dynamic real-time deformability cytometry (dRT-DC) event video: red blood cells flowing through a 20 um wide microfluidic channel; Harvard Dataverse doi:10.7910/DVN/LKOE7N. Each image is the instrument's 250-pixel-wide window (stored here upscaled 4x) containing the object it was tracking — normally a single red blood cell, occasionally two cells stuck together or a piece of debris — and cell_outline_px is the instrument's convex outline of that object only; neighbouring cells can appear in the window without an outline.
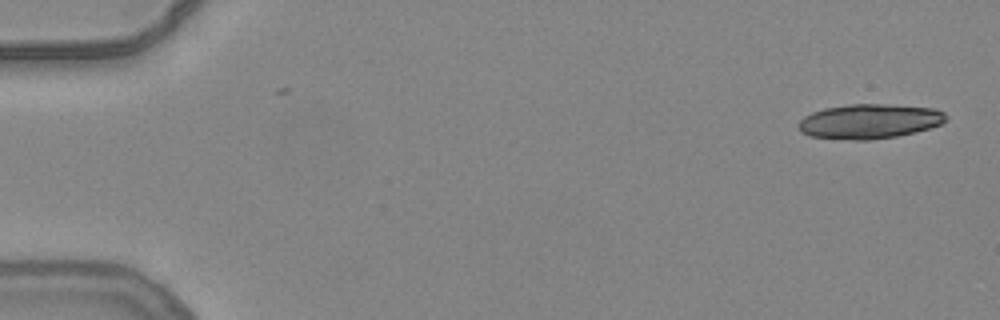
{"species": "common noctule bat (a hibernating species)", "species_latin": "Nyctalus noctula", "temperature_condition": "warm", "stored_images_in_passage": 3, "camera_frame_rate_fps": 3000, "um_per_image_px": 0.085, "animal": {"sex": "female", "body_mass_g": 24.6, "forearm_length_mm": 56.2}, "frame": {"image": 1, "passage_image": 1, "time_ms": 0.0, "image_size_px": [1000, 320], "cell_outline_px": [[948, 120], [940, 124], [928, 128], [896, 136], [872, 140], [852, 140], [808, 136], [800, 132], [800, 120], [804, 116], [812, 112], [824, 108], [848, 104], [888, 104], [932, 108], [944, 112], [948, 116]], "centroid_in_image_um": [73.89, 10.31], "position_along_channel_um": 11.1, "area_um2": 29.77}}